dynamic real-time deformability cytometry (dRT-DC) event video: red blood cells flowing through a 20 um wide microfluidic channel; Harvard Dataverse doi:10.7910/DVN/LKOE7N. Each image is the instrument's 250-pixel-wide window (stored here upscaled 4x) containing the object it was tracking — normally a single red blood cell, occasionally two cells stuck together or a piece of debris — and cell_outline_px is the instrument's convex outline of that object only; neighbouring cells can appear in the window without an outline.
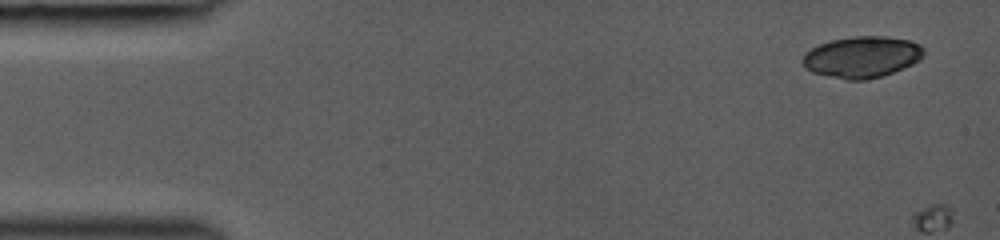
{"species": "common noctule bat (a hibernating species)", "species_latin": "Nyctalus noctula", "temperature_condition": "room temperature", "stored_images_in_passage": 3, "camera_frame_rate_fps": 3000, "um_per_image_px": 0.085, "animal": {"sex": "female", "body_mass_g": 19.0, "forearm_length_mm": 53.3}, "frame": {"image": 1, "passage_image": 1, "time_ms": 0.0, "image_size_px": [1000, 240], "cell_outline_px": [[924, 56], [920, 60], [912, 64], [892, 72], [880, 76], [864, 80], [848, 80], [812, 72], [804, 68], [804, 52], [820, 44], [832, 40], [852, 36], [888, 36], [908, 40], [920, 44], [924, 48]], "centroid_in_image_um": [73.29, 4.83], "position_along_channel_um": 11.7, "area_um2": 29.07}}